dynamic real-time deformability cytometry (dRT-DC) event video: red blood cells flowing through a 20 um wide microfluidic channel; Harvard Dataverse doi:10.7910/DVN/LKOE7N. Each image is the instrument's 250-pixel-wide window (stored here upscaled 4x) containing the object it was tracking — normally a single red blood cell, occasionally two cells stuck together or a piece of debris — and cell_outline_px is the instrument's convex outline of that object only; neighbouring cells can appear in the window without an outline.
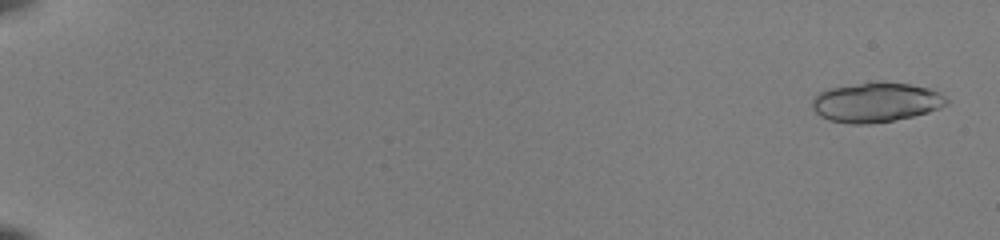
{"species": "common noctule bat (a hibernating species)", "species_latin": "Nyctalus noctula", "temperature_condition": "room temperature", "stored_images_in_passage": 28, "camera_frame_rate_fps": 3000, "um_per_image_px": 0.085, "animal": {"sex": "female", "body_mass_g": 22.0, "forearm_length_mm": 56.7}, "frame": {"image": 1, "passage_image": 2, "time_ms": 0.333, "image_size_px": [1000, 240], "cell_outline_px": [[948, 104], [940, 108], [928, 112], [912, 116], [892, 120], [868, 124], [848, 124], [828, 120], [820, 116], [812, 108], [812, 100], [820, 92], [828, 88], [872, 80], [884, 80], [908, 84], [928, 88], [940, 92], [948, 100]], "centroid_in_image_um": [74.45, 8.67], "position_along_channel_um": 10.6, "area_um2": 31.5}}